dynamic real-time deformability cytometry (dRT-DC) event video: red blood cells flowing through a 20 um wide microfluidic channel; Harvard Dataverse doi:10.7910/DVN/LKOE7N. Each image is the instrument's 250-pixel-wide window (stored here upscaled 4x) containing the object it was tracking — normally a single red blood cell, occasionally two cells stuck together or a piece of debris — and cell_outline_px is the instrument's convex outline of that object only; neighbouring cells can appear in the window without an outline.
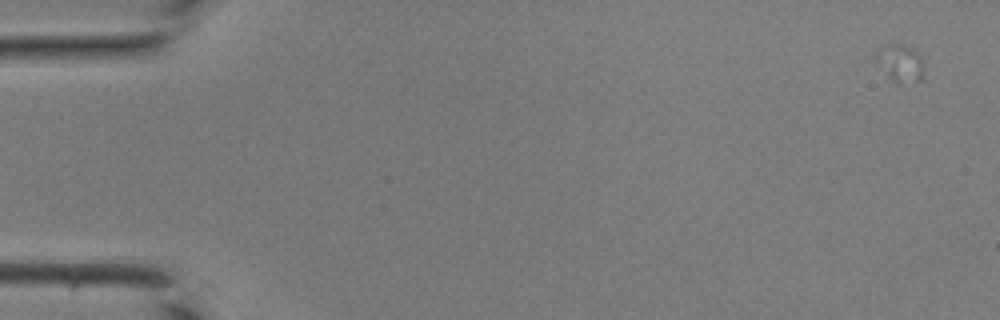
{"species": "common noctule bat (a hibernating species)", "species_latin": "Nyctalus noctula", "temperature_condition": "room temperature", "stored_images_in_passage": 1, "camera_frame_rate_fps": 3000, "um_per_image_px": 0.085, "animal": {"sex": "male", "body_mass_g": 19.0, "forearm_length_mm": 50.8}, "frame": {"image": 1, "passage_image": 1, "time_ms": 0.0, "image_size_px": [1000, 320], "cell_outline_px": [[924, 80], [900, 84], [896, 84], [888, 76], [876, 60], [876, 52], [880, 48], [888, 44], [900, 44], [912, 48], [920, 56]], "centroid_in_image_um": [76.54, 5.39], "position_along_channel_um": 8.5, "area_um2": 10.29}}